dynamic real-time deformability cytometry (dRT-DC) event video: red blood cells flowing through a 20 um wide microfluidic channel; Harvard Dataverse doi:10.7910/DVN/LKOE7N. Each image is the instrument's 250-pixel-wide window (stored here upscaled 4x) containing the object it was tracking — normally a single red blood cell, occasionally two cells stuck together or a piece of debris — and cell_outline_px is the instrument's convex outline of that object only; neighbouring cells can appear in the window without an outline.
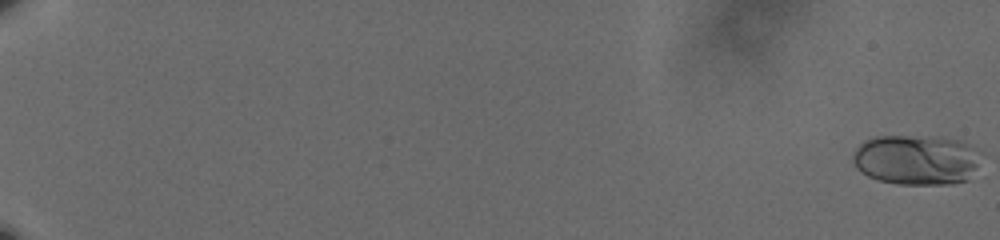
{"species": "human", "species_latin": "Homo sapiens", "temperature_condition": "cold", "stored_images_in_passage": 62, "camera_frame_rate_fps": 3000, "um_per_image_px": 0.085, "donor": {"sex": "male"}, "frame": {"image": 1, "passage_image": 1, "time_ms": 0.0, "image_size_px": [1000, 240], "cell_outline_px": [[976, 164], [968, 180], [952, 184], [900, 184], [880, 180], [868, 176], [860, 172], [852, 160], [852, 156], [856, 148], [860, 144], [876, 136], [936, 136], [956, 140], [960, 144]], "centroid_in_image_um": [77.69, 13.6], "position_along_channel_um": 7.3, "area_um2": 35.89}}
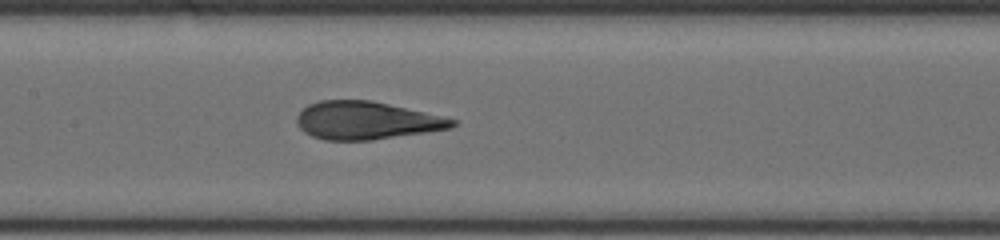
{"frame": {"image": 2, "passage_image": 35, "time_ms": 11.333, "image_size_px": [1000, 240], "cell_outline_px": [[456, 124], [448, 128], [424, 132], [372, 140], [324, 140], [312, 136], [304, 132], [296, 124], [296, 116], [308, 104], [320, 100], [372, 100], [456, 120]], "centroid_in_image_um": [31.04, 10.24], "position_along_channel_um": 176.4, "area_um2": 33.87}}
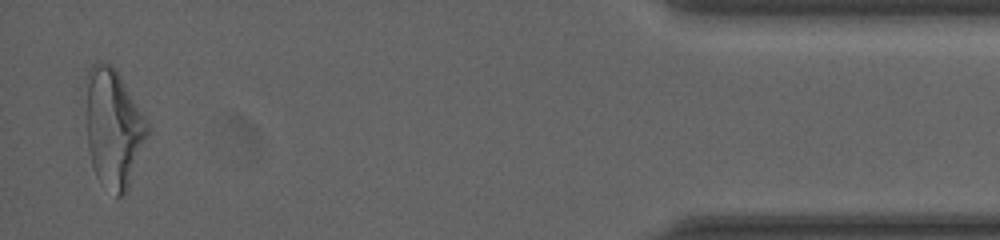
{"frame": {"image": 3, "passage_image": 61, "time_ms": 20.0, "image_size_px": [1000, 240], "cell_outline_px": [[148, 132], [128, 188], [124, 196], [116, 196], [96, 176], [92, 168], [88, 148], [84, 80], [88, 68], [92, 64], [112, 64], [116, 68], [144, 116], [148, 124]], "centroid_in_image_um": [9.59, 10.84], "position_along_channel_um": 425.6, "area_um2": 42.43}, "authors_computed_cell_mechanics": {"area_um2": 34.5066, "velocity_mm_per_s": 3.601, "shape_relaxation_time_tau1_ms": 7.558, "shape_relaxation_time_tau2_ms": 0.8497, "deformation_change_tau1": 0.2258, "deformation_change_tau2": 0.0704}}